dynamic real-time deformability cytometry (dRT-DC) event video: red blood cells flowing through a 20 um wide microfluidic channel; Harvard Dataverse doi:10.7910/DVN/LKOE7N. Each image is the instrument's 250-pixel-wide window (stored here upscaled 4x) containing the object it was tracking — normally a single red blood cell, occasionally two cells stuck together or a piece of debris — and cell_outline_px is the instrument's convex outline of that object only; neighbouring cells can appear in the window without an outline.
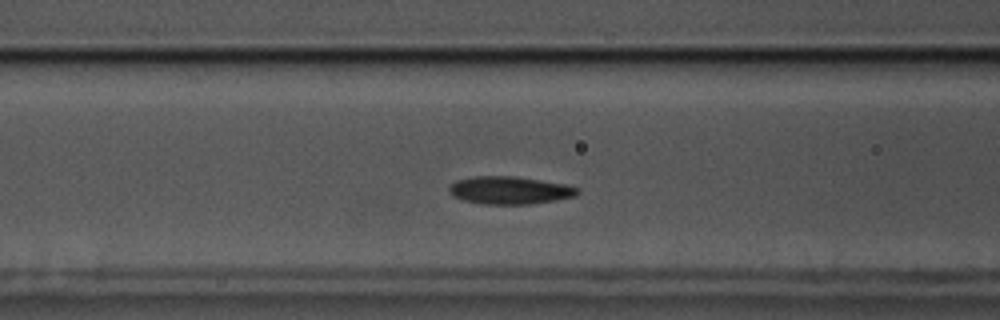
{"species": "common noctule bat (a hibernating species)", "species_latin": "Nyctalus noctula", "temperature_condition": "cold", "stored_images_in_passage": 52, "camera_frame_rate_fps": 3000, "um_per_image_px": 0.085, "animal": {"sex": "male", "body_mass_g": 17.5, "forearm_length_mm": 52.3}, "frame": {"image": 1, "passage_image": 17, "time_ms": 5.333, "image_size_px": [1000, 320], "cell_outline_px": [[576, 196], [528, 204], [484, 204], [464, 200], [452, 196], [448, 192], [448, 188], [456, 180], [472, 176], [516, 176], [564, 184], [576, 188]], "centroid_in_image_um": [43.23, 16.16], "position_along_channel_um": 123.4, "area_um2": 20.46}}
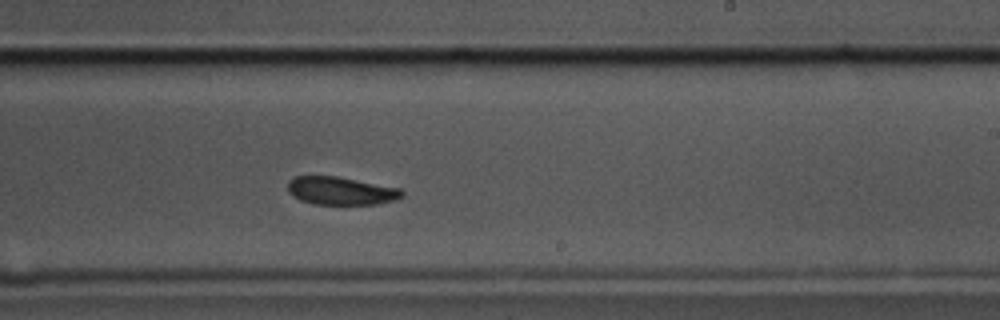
{"frame": {"image": 2, "passage_image": 29, "time_ms": 9.333, "image_size_px": [1000, 320], "cell_outline_px": [[404, 196], [396, 200], [376, 204], [316, 204], [300, 200], [288, 192], [288, 180], [292, 176], [336, 176], [400, 188], [404, 192]], "centroid_in_image_um": [28.98, 16.21], "position_along_channel_um": 260.0, "area_um2": 18.67}}
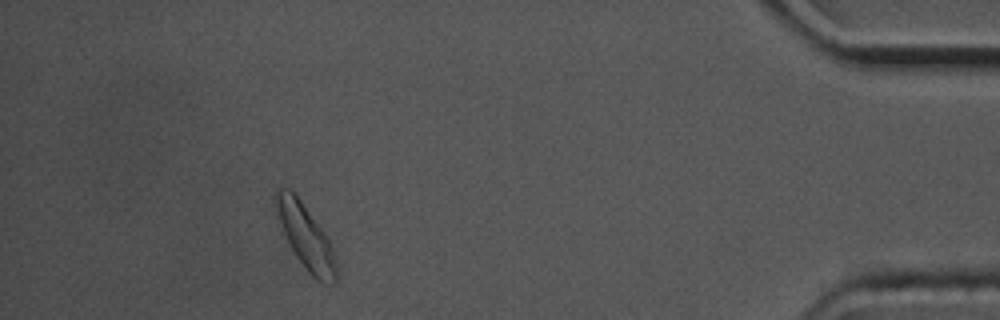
{"frame": {"image": 3, "passage_image": 47, "time_ms": 15.333, "image_size_px": [1000, 320], "cell_outline_px": [[336, 284], [328, 284], [316, 280], [308, 272], [296, 256], [284, 232], [276, 212], [272, 200], [276, 188], [288, 188], [300, 200], [324, 232], [332, 248], [336, 264]], "centroid_in_image_um": [25.96, 20.11], "position_along_channel_um": 409.2, "area_um2": 22.2}, "authors_computed_cell_mechanics": {"area_um2": 19.9988, "velocity_mm_per_s": 3.4346, "shape_relaxation_time_tau1_ms": 1.8689, "shape_relaxation_time_tau2_ms": 2.2627, "deformation_change_tau1": 0.0799, "deformation_change_tau2": 0.0636}}